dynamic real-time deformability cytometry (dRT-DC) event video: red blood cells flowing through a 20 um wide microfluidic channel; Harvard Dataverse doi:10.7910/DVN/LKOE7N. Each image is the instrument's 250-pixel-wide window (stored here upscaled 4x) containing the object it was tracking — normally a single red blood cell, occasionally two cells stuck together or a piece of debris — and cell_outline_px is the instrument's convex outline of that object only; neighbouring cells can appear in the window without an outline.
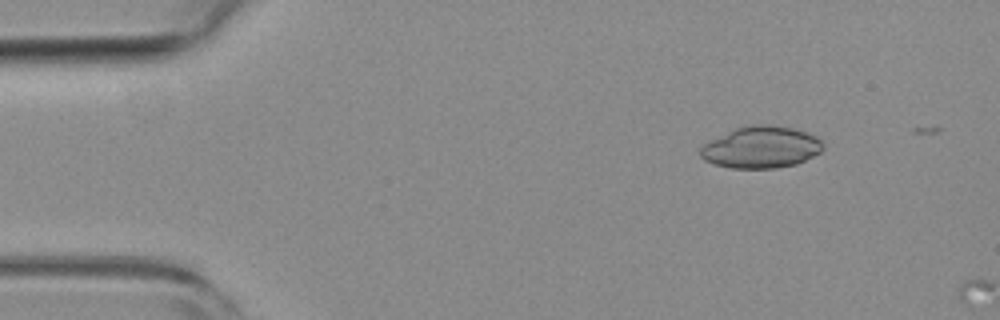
{"species": "common noctule bat (a hibernating species)", "species_latin": "Nyctalus noctula", "temperature_condition": "room temperature", "stored_images_in_passage": 5, "segment_of_instrument_passage": [1, 2], "camera_frame_rate_fps": 3000, "um_per_image_px": 0.085, "animal": {"sex": "female", "body_mass_g": 19.3, "forearm_length_mm": 54.1}, "frame": {"image": 1, "passage_image": 2, "time_ms": 0.333, "image_size_px": [1000, 320], "cell_outline_px": [[824, 148], [820, 152], [796, 164], [776, 168], [732, 168], [716, 164], [704, 160], [700, 156], [700, 148], [704, 144], [736, 128], [748, 124], [772, 124], [792, 128], [808, 132], [816, 136], [824, 144]], "centroid_in_image_um": [64.72, 12.51], "position_along_channel_um": 20.3, "area_um2": 29.77}}